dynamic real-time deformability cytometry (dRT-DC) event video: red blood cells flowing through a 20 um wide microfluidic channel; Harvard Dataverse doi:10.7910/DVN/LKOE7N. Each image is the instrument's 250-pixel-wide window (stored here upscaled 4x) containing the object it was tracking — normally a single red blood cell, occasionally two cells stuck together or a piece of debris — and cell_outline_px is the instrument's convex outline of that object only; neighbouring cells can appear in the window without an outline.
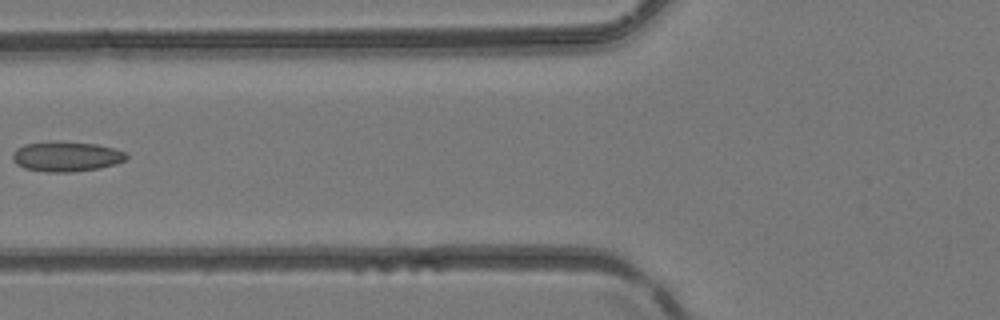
{"species": "common noctule bat (a hibernating species)", "species_latin": "Nyctalus noctula", "temperature_condition": "room temperature", "stored_images_in_passage": 6, "camera_frame_rate_fps": 3000, "um_per_image_px": 0.085, "animal": {"sex": "female", "body_mass_g": 24.6, "forearm_length_mm": 56.2}, "frame": {"image": 1, "passage_image": 6, "time_ms": 1.667, "image_size_px": [1000, 320], "cell_outline_px": [[128, 156], [124, 160], [116, 164], [100, 168], [72, 172], [48, 172], [24, 168], [16, 164], [12, 160], [12, 152], [16, 148], [24, 144], [52, 140], [56, 140], [96, 144], [112, 148], [124, 152]], "centroid_in_image_um": [5.58, 13.29], "position_along_channel_um": 120.2, "area_um2": 20.17}}